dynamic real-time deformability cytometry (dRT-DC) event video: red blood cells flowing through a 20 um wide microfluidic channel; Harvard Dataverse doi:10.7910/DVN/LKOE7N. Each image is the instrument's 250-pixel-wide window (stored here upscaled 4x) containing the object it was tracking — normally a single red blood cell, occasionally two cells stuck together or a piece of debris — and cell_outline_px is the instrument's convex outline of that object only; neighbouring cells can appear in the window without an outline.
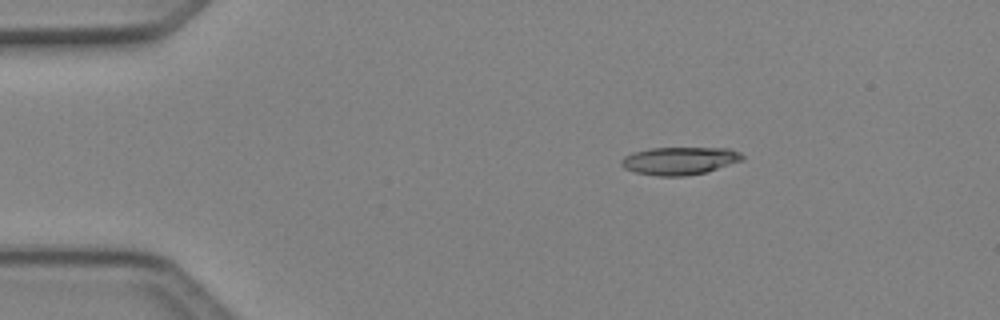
{"species": "Egyptian fruit bat (a non-hibernating species)", "species_latin": "Rousettus aegyptiacus", "temperature_condition": "cold", "stored_images_in_passage": 5, "camera_frame_rate_fps": 3000, "um_per_image_px": 0.085, "animal": {"sex": "female"}, "frame": {"image": 1, "passage_image": 3, "time_ms": 0.667, "image_size_px": [1000, 320], "cell_outline_px": [[744, 160], [704, 172], [684, 176], [656, 176], [636, 172], [624, 168], [620, 164], [620, 160], [624, 156], [648, 148], [728, 148], [740, 152], [744, 156]], "centroid_in_image_um": [57.76, 13.66], "position_along_channel_um": 27.2, "area_um2": 19.48}}
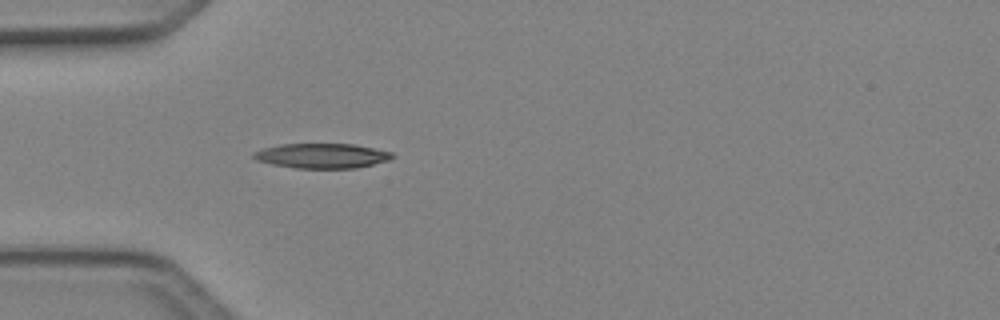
{"frame": {"image": 2, "passage_image": 5, "time_ms": 1.333, "image_size_px": [1000, 320], "cell_outline_px": [[396, 156], [388, 160], [356, 168], [296, 168], [272, 164], [256, 160], [252, 156], [252, 152], [264, 148], [280, 144], [352, 144], [392, 152]], "centroid_in_image_um": [27.34, 13.24], "position_along_channel_um": 57.7, "area_um2": 19.94}}